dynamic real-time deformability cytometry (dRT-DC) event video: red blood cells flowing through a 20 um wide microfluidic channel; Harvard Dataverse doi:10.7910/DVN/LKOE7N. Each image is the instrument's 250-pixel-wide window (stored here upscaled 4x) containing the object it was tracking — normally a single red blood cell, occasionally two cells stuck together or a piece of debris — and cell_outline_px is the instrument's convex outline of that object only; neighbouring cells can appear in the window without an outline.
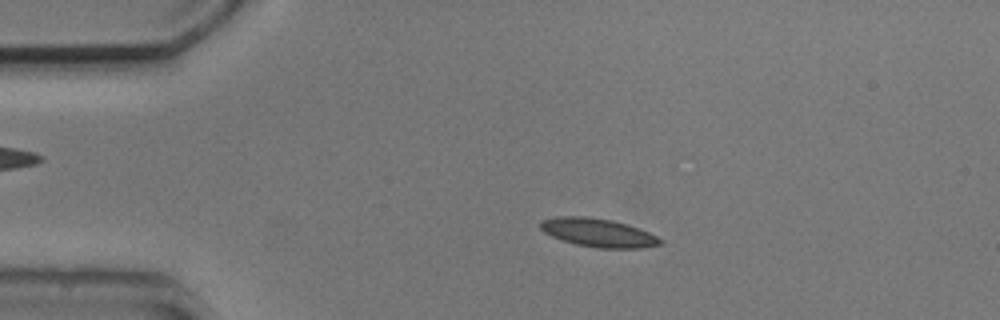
{"species": "common noctule bat (a hibernating species)", "species_latin": "Nyctalus noctula", "temperature_condition": "cold", "stored_images_in_passage": 2, "camera_frame_rate_fps": 3000, "um_per_image_px": 0.085, "animal": {"sex": "male", "body_mass_g": 20.5, "forearm_length_mm": 52.5}, "frame": {"image": 1, "passage_image": 1, "time_ms": 0.0, "image_size_px": [1000, 320], "cell_outline_px": [[664, 244], [640, 248], [600, 248], [576, 244], [552, 236], [544, 232], [540, 228], [540, 220], [556, 216], [588, 216], [612, 220], [640, 228], [664, 240]], "centroid_in_image_um": [50.86, 19.77], "position_along_channel_um": 34.1, "area_um2": 19.94}}